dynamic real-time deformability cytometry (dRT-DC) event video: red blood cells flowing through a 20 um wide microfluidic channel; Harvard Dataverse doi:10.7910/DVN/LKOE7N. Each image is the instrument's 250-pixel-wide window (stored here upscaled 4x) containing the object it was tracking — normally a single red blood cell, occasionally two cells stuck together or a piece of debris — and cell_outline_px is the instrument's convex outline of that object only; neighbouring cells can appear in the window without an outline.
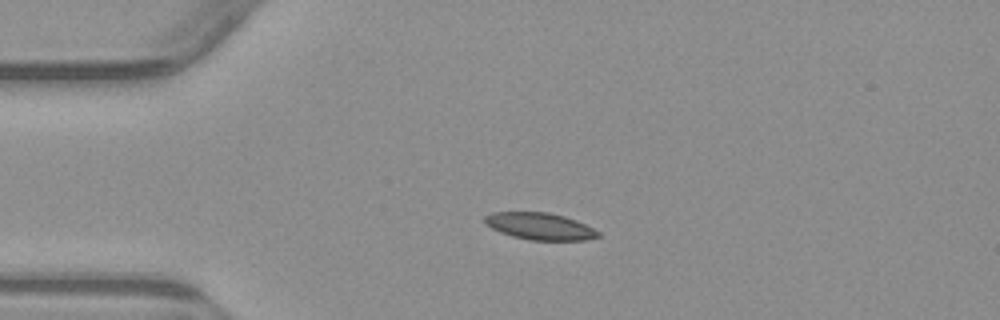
{"species": "common noctule bat (a hibernating species)", "species_latin": "Nyctalus noctula", "temperature_condition": "warm", "stored_images_in_passage": 5, "camera_frame_rate_fps": 3000, "um_per_image_px": 0.085, "animal": {"sex": "male", "body_mass_g": 23.1, "forearm_length_mm": 52.7}, "frame": {"image": 1, "passage_image": 4, "time_ms": 3.667, "image_size_px": [1000, 320], "cell_outline_px": [[600, 236], [584, 240], [528, 240], [512, 236], [500, 232], [484, 224], [484, 216], [492, 212], [548, 212], [564, 216], [576, 220], [600, 232]], "centroid_in_image_um": [45.86, 19.23], "position_along_channel_um": 39.1, "area_um2": 17.8}}